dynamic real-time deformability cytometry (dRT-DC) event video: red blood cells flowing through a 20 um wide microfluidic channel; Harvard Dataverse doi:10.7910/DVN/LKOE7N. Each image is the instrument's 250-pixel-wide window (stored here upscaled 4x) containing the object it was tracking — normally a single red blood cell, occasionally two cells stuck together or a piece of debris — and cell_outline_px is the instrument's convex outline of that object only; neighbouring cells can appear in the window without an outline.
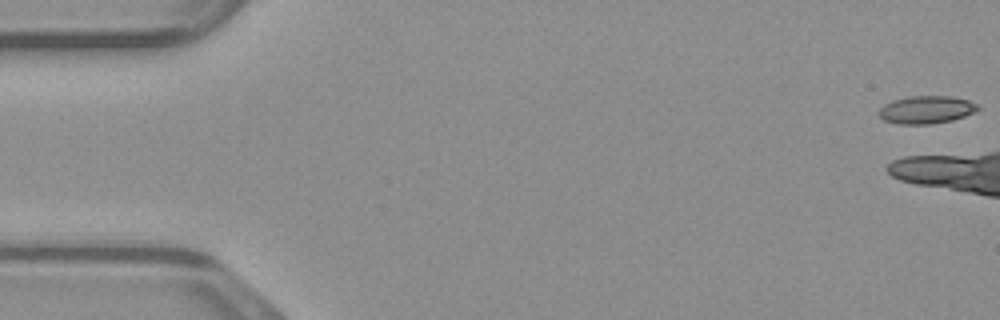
{"species": "common noctule bat (a hibernating species)", "species_latin": "Nyctalus noctula", "temperature_condition": "warm", "stored_images_in_passage": 8, "camera_frame_rate_fps": 3000, "um_per_image_px": 0.085, "animal": {"sex": "male", "body_mass_g": 23.1, "forearm_length_mm": 52.7}, "frame": {"image": 1, "passage_image": 1, "time_ms": 0.0, "image_size_px": [1000, 320], "cell_outline_px": [[980, 108], [976, 112], [952, 120], [928, 124], [900, 124], [884, 120], [880, 116], [880, 108], [884, 104], [892, 100], [908, 96], [952, 96], [968, 100], [976, 104]], "centroid_in_image_um": [78.75, 9.31], "position_along_channel_um": 6.3, "area_um2": 15.95}}